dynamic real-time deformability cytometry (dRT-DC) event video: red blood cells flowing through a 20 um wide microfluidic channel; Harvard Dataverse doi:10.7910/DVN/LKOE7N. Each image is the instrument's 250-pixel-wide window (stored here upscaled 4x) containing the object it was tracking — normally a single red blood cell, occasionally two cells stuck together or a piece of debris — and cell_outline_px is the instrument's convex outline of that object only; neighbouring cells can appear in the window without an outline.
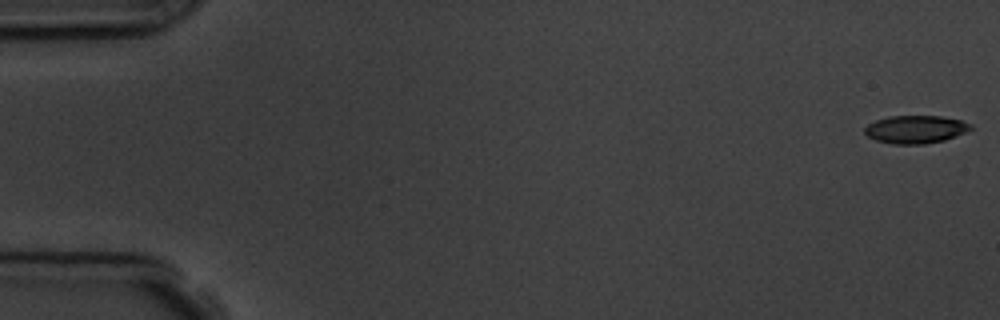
{"species": "common noctule bat (a hibernating species)", "species_latin": "Nyctalus noctula", "temperature_condition": "room temperature", "stored_images_in_passage": 6, "camera_frame_rate_fps": 3000, "um_per_image_px": 0.085, "animal": {"sex": "male", "body_mass_g": 19.5, "forearm_length_mm": 54.6}, "frame": {"image": 1, "passage_image": 1, "time_ms": 0.0, "image_size_px": [1000, 320], "cell_outline_px": [[972, 128], [964, 132], [944, 140], [924, 144], [892, 144], [876, 140], [868, 136], [864, 132], [864, 128], [868, 124], [876, 120], [888, 116], [940, 116], [960, 120], [972, 124]], "centroid_in_image_um": [77.79, 10.99], "position_along_channel_um": 7.2, "area_um2": 17.11}}
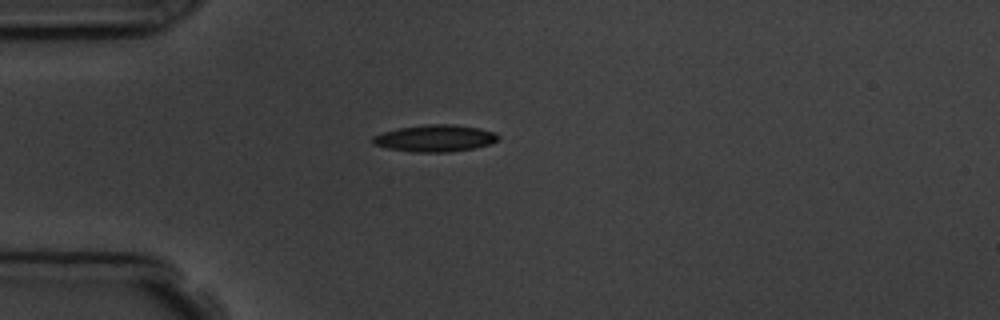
{"frame": {"image": 2, "passage_image": 5, "time_ms": 4.667, "image_size_px": [1000, 320], "cell_outline_px": [[500, 136], [496, 140], [488, 144], [472, 148], [448, 152], [412, 152], [388, 148], [372, 144], [372, 136], [396, 128], [428, 124], [452, 124], [480, 128], [496, 132]], "centroid_in_image_um": [36.95, 11.74], "position_along_channel_um": 48.0, "area_um2": 19.59}}